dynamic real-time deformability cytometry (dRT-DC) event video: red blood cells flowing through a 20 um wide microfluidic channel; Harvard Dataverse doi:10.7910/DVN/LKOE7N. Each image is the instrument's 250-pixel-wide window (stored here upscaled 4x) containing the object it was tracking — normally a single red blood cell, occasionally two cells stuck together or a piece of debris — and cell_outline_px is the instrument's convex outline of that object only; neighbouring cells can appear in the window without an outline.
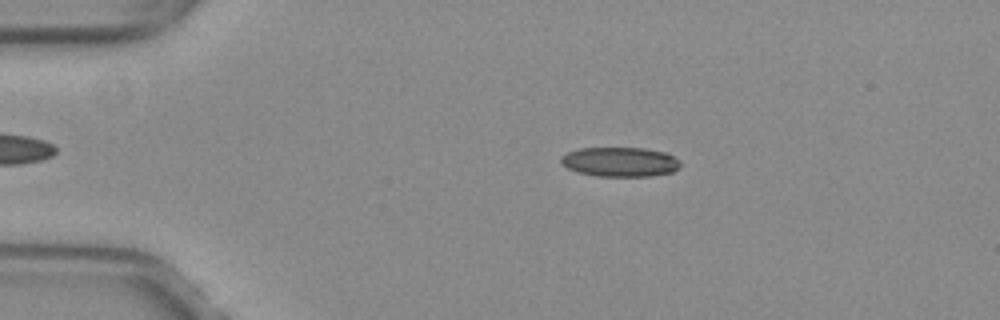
{"species": "common noctule bat (a hibernating species)", "species_latin": "Nyctalus noctula", "temperature_condition": "warm", "stored_images_in_passage": 18, "camera_frame_rate_fps": 3000, "um_per_image_px": 0.085, "animal": {"sex": "female", "body_mass_g": 29.2, "forearm_length_mm": 56.3}, "frame": {"image": 1, "passage_image": 8, "time_ms": 2.333, "image_size_px": [1000, 320], "cell_outline_px": [[680, 168], [672, 172], [652, 176], [596, 176], [580, 172], [568, 168], [560, 164], [560, 156], [568, 152], [580, 148], [644, 148], [668, 152], [680, 160]], "centroid_in_image_um": [52.73, 13.75], "position_along_channel_um": 32.3, "area_um2": 20.75}}
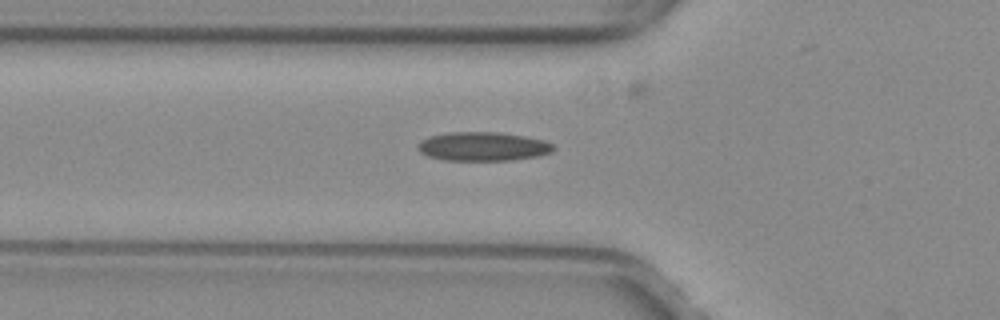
{"frame": {"image": 2, "passage_image": 16, "time_ms": 5.0, "image_size_px": [1000, 320], "cell_outline_px": [[556, 148], [552, 152], [540, 156], [512, 160], [444, 160], [428, 156], [420, 152], [416, 148], [416, 144], [420, 140], [428, 136], [448, 132], [496, 132], [524, 136], [544, 140], [552, 144]], "centroid_in_image_um": [41.02, 12.45], "position_along_channel_um": 84.8, "area_um2": 23.06}}